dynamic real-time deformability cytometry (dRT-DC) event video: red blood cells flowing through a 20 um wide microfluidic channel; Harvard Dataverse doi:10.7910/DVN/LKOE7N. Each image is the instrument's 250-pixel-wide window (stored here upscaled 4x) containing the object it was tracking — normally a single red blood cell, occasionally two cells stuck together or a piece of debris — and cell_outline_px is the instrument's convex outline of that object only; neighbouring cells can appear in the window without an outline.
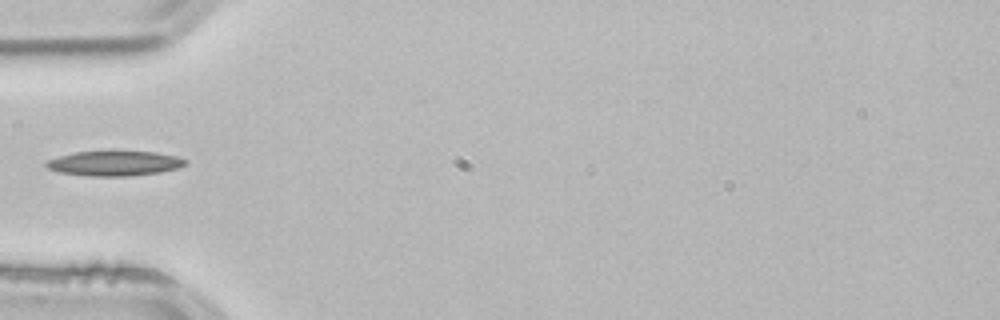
{"species": "common noctule bat (a hibernating species)", "species_latin": "Nyctalus noctula", "temperature_condition": "room temperature", "stored_images_in_passage": 4, "camera_frame_rate_fps": 3000, "um_per_image_px": 0.085, "animal": {"sex": "male", "body_mass_g": 21.5, "forearm_length_mm": 52.0}, "frame": {"image": 1, "passage_image": 4, "time_ms": 1.0, "image_size_px": [1000, 320], "cell_outline_px": [[188, 164], [176, 168], [160, 172], [128, 176], [88, 176], [60, 172], [48, 168], [44, 164], [44, 160], [76, 152], [108, 148], [116, 148], [156, 152], [176, 156], [188, 160]], "centroid_in_image_um": [9.73, 13.82], "position_along_channel_um": 75.3, "area_um2": 21.27}}